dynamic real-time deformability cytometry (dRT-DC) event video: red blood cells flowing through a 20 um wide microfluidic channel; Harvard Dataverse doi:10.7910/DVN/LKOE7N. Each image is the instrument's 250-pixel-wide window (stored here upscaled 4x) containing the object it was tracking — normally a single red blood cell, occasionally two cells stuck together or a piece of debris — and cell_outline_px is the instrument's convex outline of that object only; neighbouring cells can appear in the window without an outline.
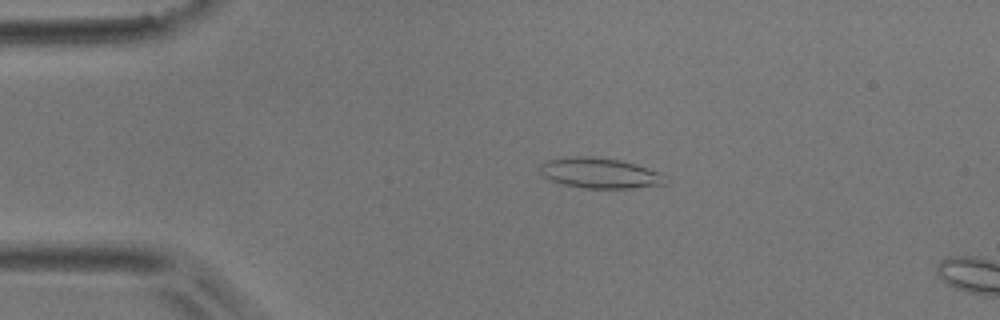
{"species": "common noctule bat (a hibernating species)", "species_latin": "Nyctalus noctula", "temperature_condition": "room temperature", "stored_images_in_passage": 12, "camera_frame_rate_fps": 3000, "um_per_image_px": 0.085, "animal": {"sex": "male", "body_mass_g": 17.9}, "frame": {"image": 1, "passage_image": 9, "time_ms": 2.667, "image_size_px": [1000, 320], "cell_outline_px": [[668, 184], [632, 188], [584, 188], [564, 184], [552, 180], [544, 176], [540, 172], [540, 164], [548, 160], [568, 156], [584, 156], [620, 160], [648, 168], [656, 172], [668, 180]], "centroid_in_image_um": [50.97, 14.71], "position_along_channel_um": 34.0, "area_um2": 21.96}}